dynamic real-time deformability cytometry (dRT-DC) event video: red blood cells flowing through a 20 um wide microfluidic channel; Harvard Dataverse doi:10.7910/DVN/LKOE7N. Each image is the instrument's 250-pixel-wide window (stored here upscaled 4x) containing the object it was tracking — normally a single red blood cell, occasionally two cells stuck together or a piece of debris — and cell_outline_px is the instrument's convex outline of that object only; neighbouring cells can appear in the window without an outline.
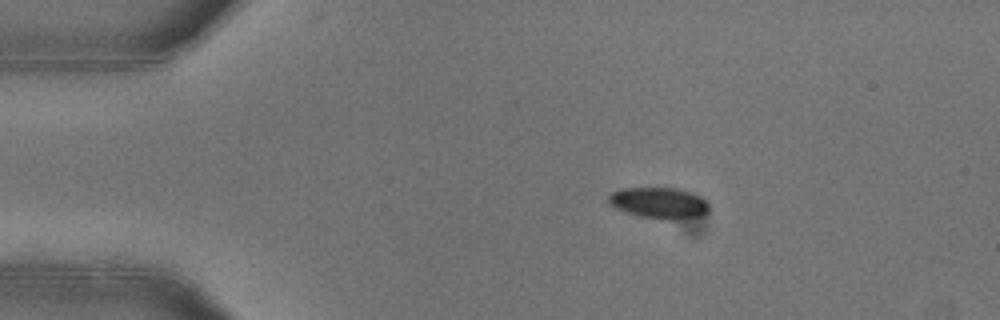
{"species": "common noctule bat (a hibernating species)", "species_latin": "Nyctalus noctula", "temperature_condition": "warm", "stored_images_in_passage": 40, "camera_frame_rate_fps": 3000, "um_per_image_px": 0.085, "animal": {"sex": "female"}, "frame": {"image": 1, "passage_image": 4, "time_ms": 1.0, "image_size_px": [1000, 320], "cell_outline_px": [[708, 212], [700, 216], [680, 220], [660, 220], [640, 216], [624, 212], [608, 204], [608, 196], [612, 192], [620, 188], [680, 188], [692, 192], [700, 196], [708, 204]], "centroid_in_image_um": [56.01, 17.26], "position_along_channel_um": 29.0, "area_um2": 18.61}}
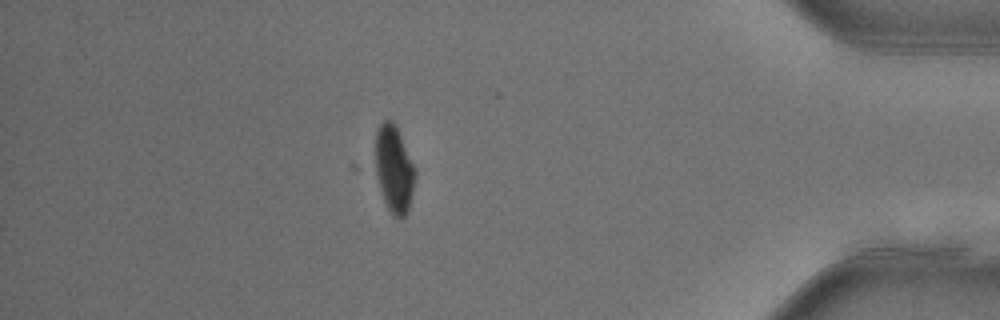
{"frame": {"image": 2, "passage_image": 40, "time_ms": 13.0, "image_size_px": [1000, 320], "cell_outline_px": [[416, 172], [412, 192], [408, 208], [404, 216], [392, 216], [368, 168], [376, 132], [380, 124], [384, 120], [392, 120], [400, 136]], "centroid_in_image_um": [33.33, 14.34], "position_along_channel_um": 401.9, "area_um2": 21.15}}